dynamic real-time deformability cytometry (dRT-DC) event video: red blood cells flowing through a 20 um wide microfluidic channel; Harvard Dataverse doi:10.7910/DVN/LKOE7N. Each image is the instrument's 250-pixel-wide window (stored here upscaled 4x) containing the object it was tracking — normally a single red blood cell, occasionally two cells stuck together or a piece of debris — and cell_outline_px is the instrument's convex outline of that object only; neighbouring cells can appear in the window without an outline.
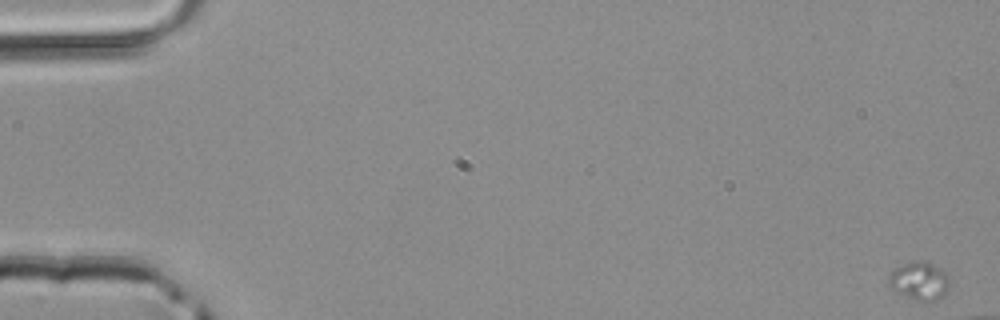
{"species": "common noctule bat (a hibernating species)", "species_latin": "Nyctalus noctula", "temperature_condition": "room temperature", "stored_images_in_passage": 19, "camera_frame_rate_fps": 3000, "um_per_image_px": 0.085, "animal": {"sex": "male", "body_mass_g": 20.4}, "frame": {"image": 1, "passage_image": 1, "time_ms": 0.0, "image_size_px": [1000, 320], "cell_outline_px": [[948, 288], [940, 296], [932, 300], [916, 300], [892, 288], [888, 284], [888, 276], [896, 268], [912, 260], [924, 260], [940, 268], [948, 276]], "centroid_in_image_um": [78.13, 23.83], "position_along_channel_um": 6.9, "area_um2": 13.01}}